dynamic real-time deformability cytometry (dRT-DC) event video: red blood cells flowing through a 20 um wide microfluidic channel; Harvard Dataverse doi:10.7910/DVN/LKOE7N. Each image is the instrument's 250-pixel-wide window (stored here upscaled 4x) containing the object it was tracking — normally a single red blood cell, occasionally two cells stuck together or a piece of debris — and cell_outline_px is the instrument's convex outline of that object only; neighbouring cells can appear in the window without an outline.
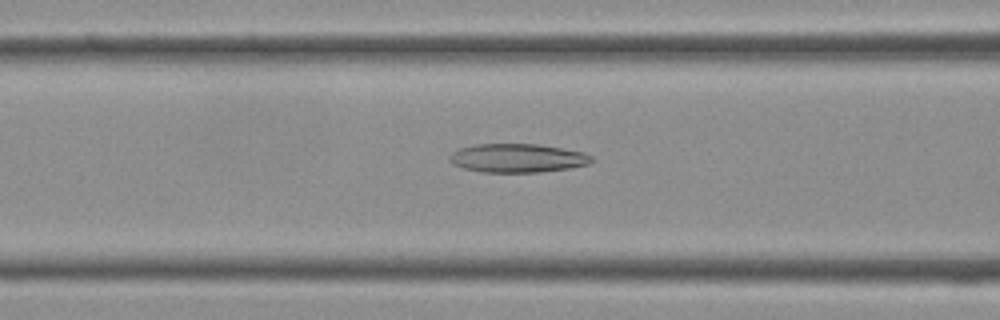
{"species": "Egyptian fruit bat (a non-hibernating species)", "species_latin": "Rousettus aegyptiacus", "temperature_condition": "cold", "stored_images_in_passage": 35, "camera_frame_rate_fps": 3000, "um_per_image_px": 0.085, "frame": {"image": 1, "passage_image": 11, "time_ms": 3.333, "image_size_px": [1000, 320], "cell_outline_px": [[596, 160], [588, 164], [568, 168], [540, 172], [480, 172], [464, 168], [452, 164], [448, 160], [448, 156], [452, 152], [460, 148], [476, 144], [536, 144], [584, 152], [592, 156]], "centroid_in_image_um": [43.97, 13.44], "position_along_channel_um": 122.6, "area_um2": 23.81}}
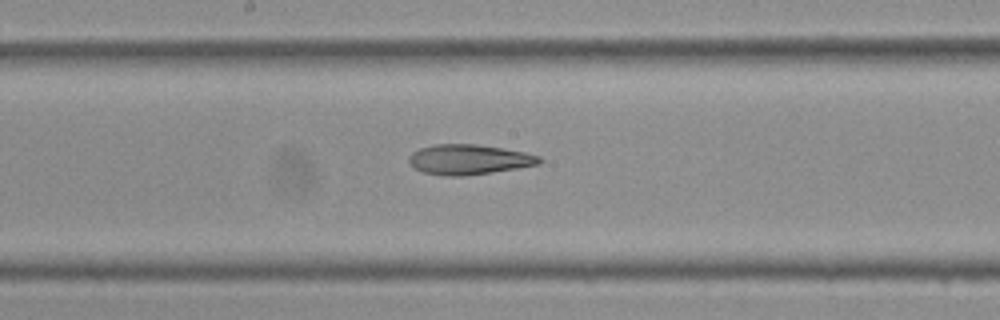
{"frame": {"image": 2, "passage_image": 16, "time_ms": 5.0, "image_size_px": [1000, 320], "cell_outline_px": [[544, 160], [540, 164], [492, 172], [464, 176], [444, 176], [424, 172], [412, 168], [408, 160], [408, 156], [412, 152], [420, 148], [436, 144], [476, 144], [504, 148], [524, 152], [540, 156]], "centroid_in_image_um": [39.84, 13.56], "position_along_channel_um": 208.4, "area_um2": 23.0}}
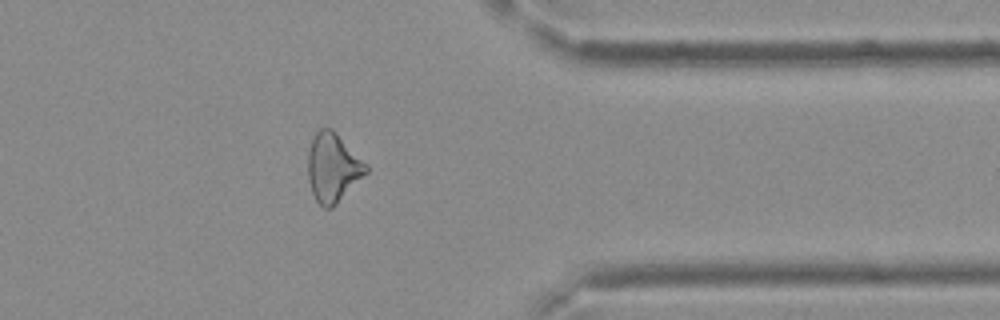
{"frame": {"image": 3, "passage_image": 27, "time_ms": 8.667, "image_size_px": [1000, 320], "cell_outline_px": [[368, 172], [332, 208], [324, 208], [316, 200], [312, 192], [308, 180], [308, 152], [312, 140], [316, 132], [320, 128], [332, 128], [368, 164]], "centroid_in_image_um": [28.31, 14.24], "position_along_channel_um": 383.1, "area_um2": 23.29}}